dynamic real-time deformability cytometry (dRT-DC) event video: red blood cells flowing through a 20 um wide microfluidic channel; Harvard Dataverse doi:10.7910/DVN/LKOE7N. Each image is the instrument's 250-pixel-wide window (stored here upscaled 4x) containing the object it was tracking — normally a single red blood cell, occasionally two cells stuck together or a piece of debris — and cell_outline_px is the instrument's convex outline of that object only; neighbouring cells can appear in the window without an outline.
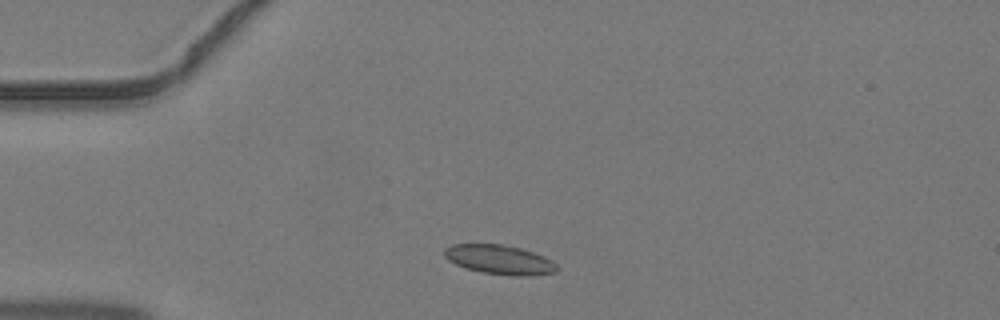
{"species": "common noctule bat (a hibernating species)", "species_latin": "Nyctalus noctula", "temperature_condition": "warm", "stored_images_in_passage": 3, "camera_frame_rate_fps": 3000, "um_per_image_px": 0.085, "animal": {"sex": "male", "body_mass_g": 19.2, "forearm_length_mm": 51.8}, "frame": {"image": 1, "passage_image": 1, "time_ms": 0.0, "image_size_px": [1000, 320], "cell_outline_px": [[560, 268], [556, 272], [528, 276], [512, 276], [480, 272], [456, 264], [448, 260], [444, 256], [444, 248], [452, 244], [504, 244], [520, 248], [544, 256], [552, 260]], "centroid_in_image_um": [42.48, 22.07], "position_along_channel_um": 42.5, "area_um2": 19.36}}